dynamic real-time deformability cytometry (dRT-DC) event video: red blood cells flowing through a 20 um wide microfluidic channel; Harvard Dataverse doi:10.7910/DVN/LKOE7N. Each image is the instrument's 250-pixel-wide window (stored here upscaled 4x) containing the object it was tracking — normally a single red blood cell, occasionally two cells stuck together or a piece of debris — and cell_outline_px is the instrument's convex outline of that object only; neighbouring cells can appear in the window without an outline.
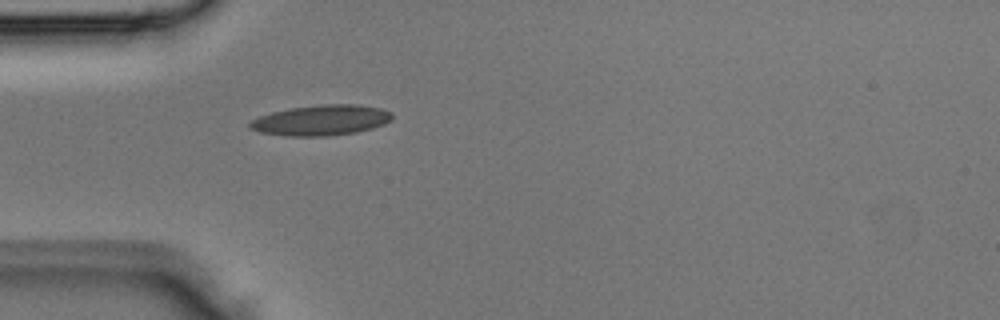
{"species": "Egyptian fruit bat (a non-hibernating species)", "species_latin": "Rousettus aegyptiacus", "temperature_condition": "room temperature", "stored_images_in_passage": 1, "camera_frame_rate_fps": 3000, "um_per_image_px": 0.085, "animal": {"sex": "male"}, "frame": {"image": 1, "passage_image": 1, "time_ms": 0.0, "image_size_px": [1000, 320], "cell_outline_px": [[392, 120], [384, 124], [372, 128], [356, 132], [328, 136], [288, 136], [260, 132], [252, 128], [248, 124], [252, 120], [260, 116], [272, 112], [292, 108], [324, 104], [356, 104], [380, 108], [392, 112]], "centroid_in_image_um": [27.34, 10.22], "position_along_channel_um": 57.7, "area_um2": 25.09}}